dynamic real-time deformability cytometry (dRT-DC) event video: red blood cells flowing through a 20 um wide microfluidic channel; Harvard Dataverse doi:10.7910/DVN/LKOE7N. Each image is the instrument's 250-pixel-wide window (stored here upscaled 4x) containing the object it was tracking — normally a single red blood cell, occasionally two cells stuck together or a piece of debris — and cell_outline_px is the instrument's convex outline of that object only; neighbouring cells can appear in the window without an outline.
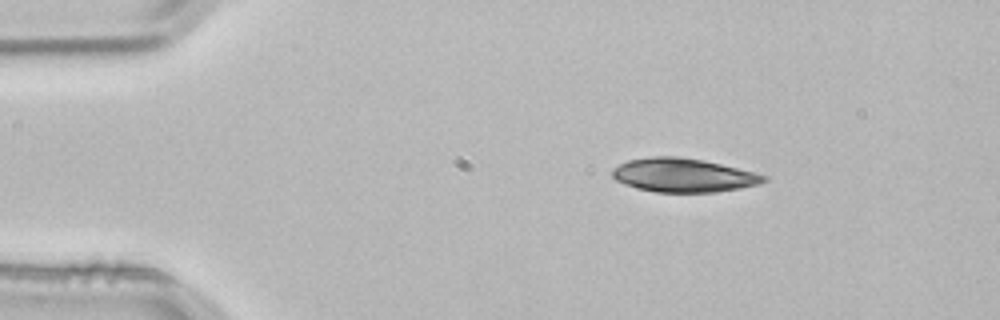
{"species": "common noctule bat (a hibernating species)", "species_latin": "Nyctalus noctula", "temperature_condition": "room temperature", "stored_images_in_passage": 1, "camera_frame_rate_fps": 3000, "um_per_image_px": 0.085, "animal": {"sex": "male", "body_mass_g": 21.5, "forearm_length_mm": 52.0}, "frame": {"image": 1, "passage_image": 1, "time_ms": 0.0, "image_size_px": [1000, 320], "cell_outline_px": [[768, 180], [760, 184], [740, 188], [716, 192], [656, 192], [636, 188], [624, 184], [616, 180], [612, 176], [612, 168], [628, 160], [652, 156], [680, 156], [704, 160], [768, 176]], "centroid_in_image_um": [58.06, 14.89], "position_along_channel_um": 26.9, "area_um2": 29.82}}